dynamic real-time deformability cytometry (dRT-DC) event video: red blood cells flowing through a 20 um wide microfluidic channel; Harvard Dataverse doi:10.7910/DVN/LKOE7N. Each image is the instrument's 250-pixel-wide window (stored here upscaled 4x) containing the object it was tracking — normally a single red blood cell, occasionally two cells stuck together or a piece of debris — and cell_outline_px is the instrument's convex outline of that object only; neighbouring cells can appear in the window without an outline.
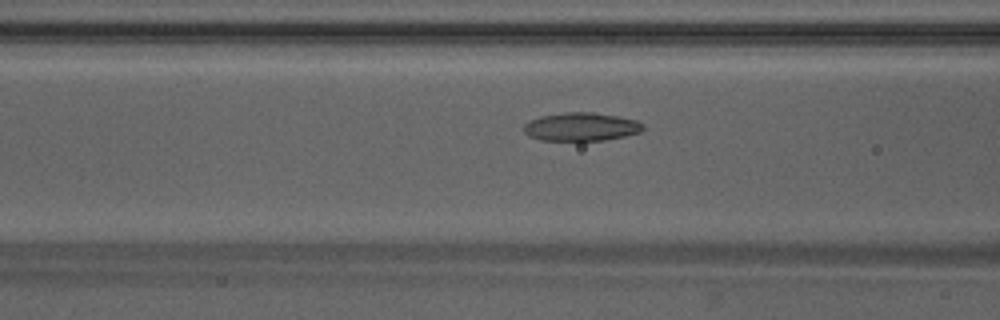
{"species": "Egyptian fruit bat (a non-hibernating species)", "species_latin": "Rousettus aegyptiacus", "temperature_condition": "warm", "stored_images_in_passage": 43, "camera_frame_rate_fps": 3000, "um_per_image_px": 0.085, "animal": {"sex": "male"}, "frame": {"image": 1, "passage_image": 20, "time_ms": 6.333, "image_size_px": [1000, 320], "cell_outline_px": [[644, 128], [640, 132], [624, 136], [604, 140], [540, 140], [528, 136], [524, 132], [524, 124], [528, 120], [540, 116], [564, 112], [592, 112], [620, 116], [636, 120], [644, 124]], "centroid_in_image_um": [49.38, 10.76], "position_along_channel_um": 117.2, "area_um2": 19.83}}
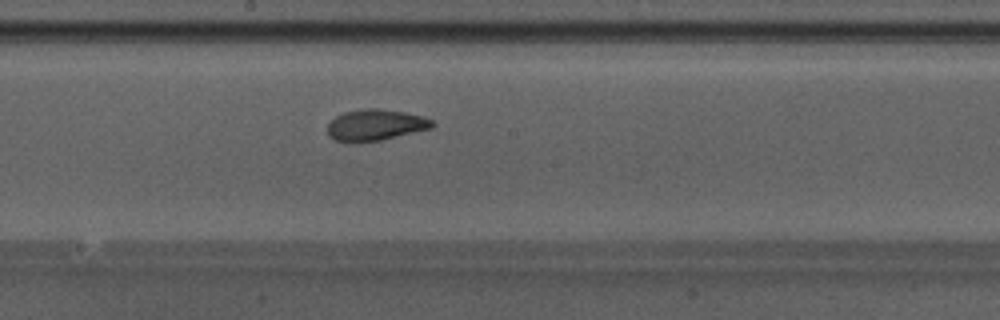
{"frame": {"image": 2, "passage_image": 27, "time_ms": 8.667, "image_size_px": [1000, 320], "cell_outline_px": [[436, 124], [432, 128], [380, 140], [336, 140], [328, 136], [328, 124], [336, 116], [344, 112], [368, 108], [380, 108], [404, 112], [424, 116], [432, 120]], "centroid_in_image_um": [31.97, 10.59], "position_along_channel_um": 216.2, "area_um2": 18.61}}
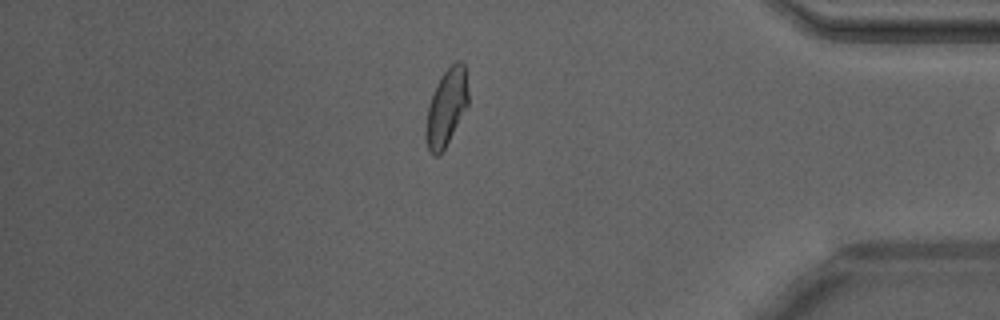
{"frame": {"image": 3, "passage_image": 42, "time_ms": 13.667, "image_size_px": [1000, 320], "cell_outline_px": [[468, 104], [440, 156], [436, 156], [428, 148], [428, 104], [436, 84], [440, 76], [456, 60], [460, 60], [464, 64], [468, 92]], "centroid_in_image_um": [37.98, 9.05], "position_along_channel_um": 397.2, "area_um2": 18.21}}